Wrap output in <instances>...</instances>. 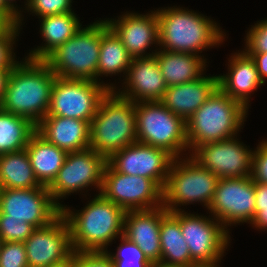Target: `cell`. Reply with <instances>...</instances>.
I'll list each match as a JSON object with an SVG mask.
<instances>
[{
  "label": "cell",
  "instance_id": "26",
  "mask_svg": "<svg viewBox=\"0 0 267 267\" xmlns=\"http://www.w3.org/2000/svg\"><path fill=\"white\" fill-rule=\"evenodd\" d=\"M25 149L36 179L48 187L63 166L67 152L49 143L37 132L30 137Z\"/></svg>",
  "mask_w": 267,
  "mask_h": 267
},
{
  "label": "cell",
  "instance_id": "5",
  "mask_svg": "<svg viewBox=\"0 0 267 267\" xmlns=\"http://www.w3.org/2000/svg\"><path fill=\"white\" fill-rule=\"evenodd\" d=\"M136 141L135 103L110 90L90 122V148L109 159Z\"/></svg>",
  "mask_w": 267,
  "mask_h": 267
},
{
  "label": "cell",
  "instance_id": "42",
  "mask_svg": "<svg viewBox=\"0 0 267 267\" xmlns=\"http://www.w3.org/2000/svg\"><path fill=\"white\" fill-rule=\"evenodd\" d=\"M255 204H267V184L254 182Z\"/></svg>",
  "mask_w": 267,
  "mask_h": 267
},
{
  "label": "cell",
  "instance_id": "37",
  "mask_svg": "<svg viewBox=\"0 0 267 267\" xmlns=\"http://www.w3.org/2000/svg\"><path fill=\"white\" fill-rule=\"evenodd\" d=\"M251 178L267 184V140L260 142L253 151Z\"/></svg>",
  "mask_w": 267,
  "mask_h": 267
},
{
  "label": "cell",
  "instance_id": "33",
  "mask_svg": "<svg viewBox=\"0 0 267 267\" xmlns=\"http://www.w3.org/2000/svg\"><path fill=\"white\" fill-rule=\"evenodd\" d=\"M73 0H28L27 12L42 18L49 15L74 13L72 10Z\"/></svg>",
  "mask_w": 267,
  "mask_h": 267
},
{
  "label": "cell",
  "instance_id": "15",
  "mask_svg": "<svg viewBox=\"0 0 267 267\" xmlns=\"http://www.w3.org/2000/svg\"><path fill=\"white\" fill-rule=\"evenodd\" d=\"M0 213L8 219L25 220L35 228L49 225L61 214L47 186L0 189Z\"/></svg>",
  "mask_w": 267,
  "mask_h": 267
},
{
  "label": "cell",
  "instance_id": "22",
  "mask_svg": "<svg viewBox=\"0 0 267 267\" xmlns=\"http://www.w3.org/2000/svg\"><path fill=\"white\" fill-rule=\"evenodd\" d=\"M36 132L67 153L90 148V123L87 121L46 115L36 125Z\"/></svg>",
  "mask_w": 267,
  "mask_h": 267
},
{
  "label": "cell",
  "instance_id": "29",
  "mask_svg": "<svg viewBox=\"0 0 267 267\" xmlns=\"http://www.w3.org/2000/svg\"><path fill=\"white\" fill-rule=\"evenodd\" d=\"M36 179L26 149L0 155V189L42 187Z\"/></svg>",
  "mask_w": 267,
  "mask_h": 267
},
{
  "label": "cell",
  "instance_id": "45",
  "mask_svg": "<svg viewBox=\"0 0 267 267\" xmlns=\"http://www.w3.org/2000/svg\"><path fill=\"white\" fill-rule=\"evenodd\" d=\"M5 3L19 16V22H18V25L21 27L22 24V21L24 20L22 17V13L23 11H21L20 9H18V5L14 2H16L15 0H4ZM14 1V2H13ZM27 2H24L25 3V9H26V6H27V3H28V0H26ZM16 5V6H15Z\"/></svg>",
  "mask_w": 267,
  "mask_h": 267
},
{
  "label": "cell",
  "instance_id": "39",
  "mask_svg": "<svg viewBox=\"0 0 267 267\" xmlns=\"http://www.w3.org/2000/svg\"><path fill=\"white\" fill-rule=\"evenodd\" d=\"M251 224L256 229L267 230V204H255V214Z\"/></svg>",
  "mask_w": 267,
  "mask_h": 267
},
{
  "label": "cell",
  "instance_id": "17",
  "mask_svg": "<svg viewBox=\"0 0 267 267\" xmlns=\"http://www.w3.org/2000/svg\"><path fill=\"white\" fill-rule=\"evenodd\" d=\"M28 267H48L71 258L70 229L65 217L60 214L49 225L36 228L24 242Z\"/></svg>",
  "mask_w": 267,
  "mask_h": 267
},
{
  "label": "cell",
  "instance_id": "19",
  "mask_svg": "<svg viewBox=\"0 0 267 267\" xmlns=\"http://www.w3.org/2000/svg\"><path fill=\"white\" fill-rule=\"evenodd\" d=\"M123 80L125 87L114 91L134 103L161 101L168 87L155 55L132 58Z\"/></svg>",
  "mask_w": 267,
  "mask_h": 267
},
{
  "label": "cell",
  "instance_id": "34",
  "mask_svg": "<svg viewBox=\"0 0 267 267\" xmlns=\"http://www.w3.org/2000/svg\"><path fill=\"white\" fill-rule=\"evenodd\" d=\"M0 267H28L25 244L3 242L0 250Z\"/></svg>",
  "mask_w": 267,
  "mask_h": 267
},
{
  "label": "cell",
  "instance_id": "48",
  "mask_svg": "<svg viewBox=\"0 0 267 267\" xmlns=\"http://www.w3.org/2000/svg\"><path fill=\"white\" fill-rule=\"evenodd\" d=\"M216 263V264H200V265H195V266H192V267H219L220 265Z\"/></svg>",
  "mask_w": 267,
  "mask_h": 267
},
{
  "label": "cell",
  "instance_id": "31",
  "mask_svg": "<svg viewBox=\"0 0 267 267\" xmlns=\"http://www.w3.org/2000/svg\"><path fill=\"white\" fill-rule=\"evenodd\" d=\"M119 239L121 243L117 246L115 254L106 251L114 267H151L152 263L137 244L129 241L125 236H120Z\"/></svg>",
  "mask_w": 267,
  "mask_h": 267
},
{
  "label": "cell",
  "instance_id": "36",
  "mask_svg": "<svg viewBox=\"0 0 267 267\" xmlns=\"http://www.w3.org/2000/svg\"><path fill=\"white\" fill-rule=\"evenodd\" d=\"M72 267H114L106 251L73 252Z\"/></svg>",
  "mask_w": 267,
  "mask_h": 267
},
{
  "label": "cell",
  "instance_id": "47",
  "mask_svg": "<svg viewBox=\"0 0 267 267\" xmlns=\"http://www.w3.org/2000/svg\"><path fill=\"white\" fill-rule=\"evenodd\" d=\"M151 267H183V266L165 265L158 262V263H152Z\"/></svg>",
  "mask_w": 267,
  "mask_h": 267
},
{
  "label": "cell",
  "instance_id": "9",
  "mask_svg": "<svg viewBox=\"0 0 267 267\" xmlns=\"http://www.w3.org/2000/svg\"><path fill=\"white\" fill-rule=\"evenodd\" d=\"M109 91L106 85L96 81L56 77L46 115L76 118L90 123Z\"/></svg>",
  "mask_w": 267,
  "mask_h": 267
},
{
  "label": "cell",
  "instance_id": "23",
  "mask_svg": "<svg viewBox=\"0 0 267 267\" xmlns=\"http://www.w3.org/2000/svg\"><path fill=\"white\" fill-rule=\"evenodd\" d=\"M217 88V75H203L195 81L168 86L160 102L186 121Z\"/></svg>",
  "mask_w": 267,
  "mask_h": 267
},
{
  "label": "cell",
  "instance_id": "11",
  "mask_svg": "<svg viewBox=\"0 0 267 267\" xmlns=\"http://www.w3.org/2000/svg\"><path fill=\"white\" fill-rule=\"evenodd\" d=\"M107 159L88 148L82 151L69 152L56 178L48 186L53 201L62 208L59 200L74 192H82L90 186L102 190L103 173Z\"/></svg>",
  "mask_w": 267,
  "mask_h": 267
},
{
  "label": "cell",
  "instance_id": "30",
  "mask_svg": "<svg viewBox=\"0 0 267 267\" xmlns=\"http://www.w3.org/2000/svg\"><path fill=\"white\" fill-rule=\"evenodd\" d=\"M35 132L36 125L29 119L0 107V155L24 150Z\"/></svg>",
  "mask_w": 267,
  "mask_h": 267
},
{
  "label": "cell",
  "instance_id": "38",
  "mask_svg": "<svg viewBox=\"0 0 267 267\" xmlns=\"http://www.w3.org/2000/svg\"><path fill=\"white\" fill-rule=\"evenodd\" d=\"M19 35L0 36V70H13L21 61L15 60L14 45Z\"/></svg>",
  "mask_w": 267,
  "mask_h": 267
},
{
  "label": "cell",
  "instance_id": "6",
  "mask_svg": "<svg viewBox=\"0 0 267 267\" xmlns=\"http://www.w3.org/2000/svg\"><path fill=\"white\" fill-rule=\"evenodd\" d=\"M107 25L104 19L81 27L73 37L56 48L43 61L57 77L97 82L100 32Z\"/></svg>",
  "mask_w": 267,
  "mask_h": 267
},
{
  "label": "cell",
  "instance_id": "8",
  "mask_svg": "<svg viewBox=\"0 0 267 267\" xmlns=\"http://www.w3.org/2000/svg\"><path fill=\"white\" fill-rule=\"evenodd\" d=\"M135 114L137 142L165 149L175 158L185 155L183 152L188 150V140L183 118L160 101L136 102Z\"/></svg>",
  "mask_w": 267,
  "mask_h": 267
},
{
  "label": "cell",
  "instance_id": "1",
  "mask_svg": "<svg viewBox=\"0 0 267 267\" xmlns=\"http://www.w3.org/2000/svg\"><path fill=\"white\" fill-rule=\"evenodd\" d=\"M81 210L63 206L74 252L107 251L110 243L123 236L126 211L97 194Z\"/></svg>",
  "mask_w": 267,
  "mask_h": 267
},
{
  "label": "cell",
  "instance_id": "41",
  "mask_svg": "<svg viewBox=\"0 0 267 267\" xmlns=\"http://www.w3.org/2000/svg\"><path fill=\"white\" fill-rule=\"evenodd\" d=\"M251 58L256 64L260 79L265 83L267 78V53H253Z\"/></svg>",
  "mask_w": 267,
  "mask_h": 267
},
{
  "label": "cell",
  "instance_id": "40",
  "mask_svg": "<svg viewBox=\"0 0 267 267\" xmlns=\"http://www.w3.org/2000/svg\"><path fill=\"white\" fill-rule=\"evenodd\" d=\"M20 29L18 24H14L5 14L0 13V36L1 35H19Z\"/></svg>",
  "mask_w": 267,
  "mask_h": 267
},
{
  "label": "cell",
  "instance_id": "2",
  "mask_svg": "<svg viewBox=\"0 0 267 267\" xmlns=\"http://www.w3.org/2000/svg\"><path fill=\"white\" fill-rule=\"evenodd\" d=\"M23 60L10 72L0 107L37 125L48 112L57 76L43 60Z\"/></svg>",
  "mask_w": 267,
  "mask_h": 267
},
{
  "label": "cell",
  "instance_id": "27",
  "mask_svg": "<svg viewBox=\"0 0 267 267\" xmlns=\"http://www.w3.org/2000/svg\"><path fill=\"white\" fill-rule=\"evenodd\" d=\"M97 67V82L103 83L110 90H115L114 84L100 82V77L118 75L126 76L132 57L122 44V40L108 27L100 32V52ZM100 76V77H99ZM99 78V79H98Z\"/></svg>",
  "mask_w": 267,
  "mask_h": 267
},
{
  "label": "cell",
  "instance_id": "7",
  "mask_svg": "<svg viewBox=\"0 0 267 267\" xmlns=\"http://www.w3.org/2000/svg\"><path fill=\"white\" fill-rule=\"evenodd\" d=\"M174 158L163 189V206L168 212L184 211L180 206L200 202L209 208L219 177L192 157Z\"/></svg>",
  "mask_w": 267,
  "mask_h": 267
},
{
  "label": "cell",
  "instance_id": "16",
  "mask_svg": "<svg viewBox=\"0 0 267 267\" xmlns=\"http://www.w3.org/2000/svg\"><path fill=\"white\" fill-rule=\"evenodd\" d=\"M174 158L165 149L136 141L115 152L107 162L117 172L152 179L164 189Z\"/></svg>",
  "mask_w": 267,
  "mask_h": 267
},
{
  "label": "cell",
  "instance_id": "21",
  "mask_svg": "<svg viewBox=\"0 0 267 267\" xmlns=\"http://www.w3.org/2000/svg\"><path fill=\"white\" fill-rule=\"evenodd\" d=\"M228 61V73L218 76V87L248 110L251 93L264 83L254 60L243 50L232 54Z\"/></svg>",
  "mask_w": 267,
  "mask_h": 267
},
{
  "label": "cell",
  "instance_id": "46",
  "mask_svg": "<svg viewBox=\"0 0 267 267\" xmlns=\"http://www.w3.org/2000/svg\"><path fill=\"white\" fill-rule=\"evenodd\" d=\"M48 267H72V255L71 258L65 262L55 264V265H50Z\"/></svg>",
  "mask_w": 267,
  "mask_h": 267
},
{
  "label": "cell",
  "instance_id": "3",
  "mask_svg": "<svg viewBox=\"0 0 267 267\" xmlns=\"http://www.w3.org/2000/svg\"><path fill=\"white\" fill-rule=\"evenodd\" d=\"M156 13L161 50L201 56L199 53L225 39L226 34L216 21L193 10L173 6L157 9Z\"/></svg>",
  "mask_w": 267,
  "mask_h": 267
},
{
  "label": "cell",
  "instance_id": "28",
  "mask_svg": "<svg viewBox=\"0 0 267 267\" xmlns=\"http://www.w3.org/2000/svg\"><path fill=\"white\" fill-rule=\"evenodd\" d=\"M160 263L165 265L192 267L197 265L192 259L179 220L167 212L160 225Z\"/></svg>",
  "mask_w": 267,
  "mask_h": 267
},
{
  "label": "cell",
  "instance_id": "13",
  "mask_svg": "<svg viewBox=\"0 0 267 267\" xmlns=\"http://www.w3.org/2000/svg\"><path fill=\"white\" fill-rule=\"evenodd\" d=\"M255 203L254 181L251 176L220 178L208 211L227 229L231 225L251 223Z\"/></svg>",
  "mask_w": 267,
  "mask_h": 267
},
{
  "label": "cell",
  "instance_id": "44",
  "mask_svg": "<svg viewBox=\"0 0 267 267\" xmlns=\"http://www.w3.org/2000/svg\"><path fill=\"white\" fill-rule=\"evenodd\" d=\"M11 71L12 70H0V103L5 95L7 81Z\"/></svg>",
  "mask_w": 267,
  "mask_h": 267
},
{
  "label": "cell",
  "instance_id": "18",
  "mask_svg": "<svg viewBox=\"0 0 267 267\" xmlns=\"http://www.w3.org/2000/svg\"><path fill=\"white\" fill-rule=\"evenodd\" d=\"M108 27L122 40L128 54L132 57H148L157 50L147 53L153 44L159 45V21L156 10L140 14L123 13L118 19H106Z\"/></svg>",
  "mask_w": 267,
  "mask_h": 267
},
{
  "label": "cell",
  "instance_id": "14",
  "mask_svg": "<svg viewBox=\"0 0 267 267\" xmlns=\"http://www.w3.org/2000/svg\"><path fill=\"white\" fill-rule=\"evenodd\" d=\"M253 151L236 136L197 146L189 156L219 178H238L251 176Z\"/></svg>",
  "mask_w": 267,
  "mask_h": 267
},
{
  "label": "cell",
  "instance_id": "35",
  "mask_svg": "<svg viewBox=\"0 0 267 267\" xmlns=\"http://www.w3.org/2000/svg\"><path fill=\"white\" fill-rule=\"evenodd\" d=\"M258 22L251 26L244 40L246 47L243 50L248 56L253 53H267V19Z\"/></svg>",
  "mask_w": 267,
  "mask_h": 267
},
{
  "label": "cell",
  "instance_id": "32",
  "mask_svg": "<svg viewBox=\"0 0 267 267\" xmlns=\"http://www.w3.org/2000/svg\"><path fill=\"white\" fill-rule=\"evenodd\" d=\"M35 229L25 220L8 219V215L0 213V238L3 242L24 243Z\"/></svg>",
  "mask_w": 267,
  "mask_h": 267
},
{
  "label": "cell",
  "instance_id": "10",
  "mask_svg": "<svg viewBox=\"0 0 267 267\" xmlns=\"http://www.w3.org/2000/svg\"><path fill=\"white\" fill-rule=\"evenodd\" d=\"M180 222L182 235L187 242L191 259L197 264L221 262L230 243V232L214 217L171 212Z\"/></svg>",
  "mask_w": 267,
  "mask_h": 267
},
{
  "label": "cell",
  "instance_id": "24",
  "mask_svg": "<svg viewBox=\"0 0 267 267\" xmlns=\"http://www.w3.org/2000/svg\"><path fill=\"white\" fill-rule=\"evenodd\" d=\"M155 56L167 86L195 81L205 74L207 62L204 56L160 48Z\"/></svg>",
  "mask_w": 267,
  "mask_h": 267
},
{
  "label": "cell",
  "instance_id": "20",
  "mask_svg": "<svg viewBox=\"0 0 267 267\" xmlns=\"http://www.w3.org/2000/svg\"><path fill=\"white\" fill-rule=\"evenodd\" d=\"M164 206L150 210L126 211L124 233L129 241L138 245L151 263L161 259L160 225L167 213Z\"/></svg>",
  "mask_w": 267,
  "mask_h": 267
},
{
  "label": "cell",
  "instance_id": "25",
  "mask_svg": "<svg viewBox=\"0 0 267 267\" xmlns=\"http://www.w3.org/2000/svg\"><path fill=\"white\" fill-rule=\"evenodd\" d=\"M75 13H65L59 15H49L42 17L39 21L40 33L43 46H37L30 50L26 58L31 60H44L51 52L68 39L73 37L81 28L82 24Z\"/></svg>",
  "mask_w": 267,
  "mask_h": 267
},
{
  "label": "cell",
  "instance_id": "49",
  "mask_svg": "<svg viewBox=\"0 0 267 267\" xmlns=\"http://www.w3.org/2000/svg\"><path fill=\"white\" fill-rule=\"evenodd\" d=\"M2 244H3V241H2V239L0 238V250H1Z\"/></svg>",
  "mask_w": 267,
  "mask_h": 267
},
{
  "label": "cell",
  "instance_id": "12",
  "mask_svg": "<svg viewBox=\"0 0 267 267\" xmlns=\"http://www.w3.org/2000/svg\"><path fill=\"white\" fill-rule=\"evenodd\" d=\"M100 194L125 211L150 210L163 206V189L154 180L117 172L108 162Z\"/></svg>",
  "mask_w": 267,
  "mask_h": 267
},
{
  "label": "cell",
  "instance_id": "43",
  "mask_svg": "<svg viewBox=\"0 0 267 267\" xmlns=\"http://www.w3.org/2000/svg\"><path fill=\"white\" fill-rule=\"evenodd\" d=\"M0 13L5 14L14 24H18L19 16L5 3L0 0Z\"/></svg>",
  "mask_w": 267,
  "mask_h": 267
},
{
  "label": "cell",
  "instance_id": "4",
  "mask_svg": "<svg viewBox=\"0 0 267 267\" xmlns=\"http://www.w3.org/2000/svg\"><path fill=\"white\" fill-rule=\"evenodd\" d=\"M248 110L219 87L186 120L189 153L197 146L237 136Z\"/></svg>",
  "mask_w": 267,
  "mask_h": 267
}]
</instances>
